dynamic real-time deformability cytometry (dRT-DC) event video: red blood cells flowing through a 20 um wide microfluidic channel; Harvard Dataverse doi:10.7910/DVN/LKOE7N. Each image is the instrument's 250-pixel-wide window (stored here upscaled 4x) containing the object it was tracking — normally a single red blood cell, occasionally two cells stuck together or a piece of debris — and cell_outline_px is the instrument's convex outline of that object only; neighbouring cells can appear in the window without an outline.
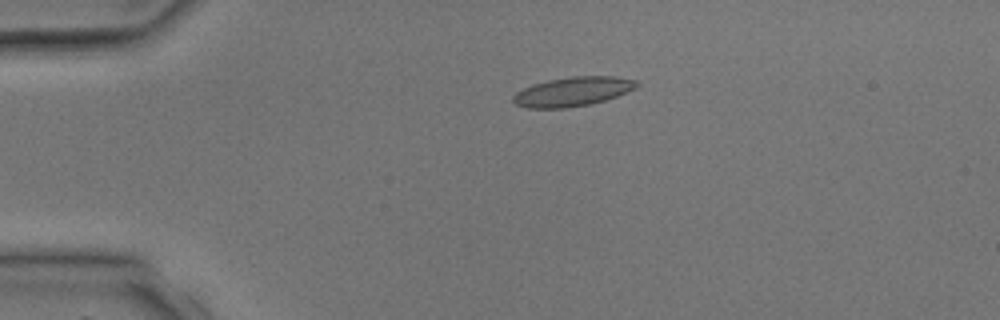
{"species": "common noctule bat (a hibernating species)", "species_latin": "Nyctalus noctula", "temperature_condition": "room temperature", "stored_images_in_passage": 3, "camera_frame_rate_fps": 3000, "um_per_image_px": 0.085, "animal": {"sex": "male", "body_mass_g": 17.9, "forearm_length_mm": 54.2}, "frame": {"image": 1, "passage_image": 2, "time_ms": 1.0, "image_size_px": [1000, 320], "cell_outline_px": [[640, 84], [636, 88], [628, 92], [604, 100], [588, 104], [564, 108], [528, 108], [516, 104], [512, 100], [512, 96], [516, 92], [532, 84], [548, 80], [572, 76], [616, 76], [636, 80]], "centroid_in_image_um": [48.69, 7.77], "position_along_channel_um": 36.3, "area_um2": 21.04}}